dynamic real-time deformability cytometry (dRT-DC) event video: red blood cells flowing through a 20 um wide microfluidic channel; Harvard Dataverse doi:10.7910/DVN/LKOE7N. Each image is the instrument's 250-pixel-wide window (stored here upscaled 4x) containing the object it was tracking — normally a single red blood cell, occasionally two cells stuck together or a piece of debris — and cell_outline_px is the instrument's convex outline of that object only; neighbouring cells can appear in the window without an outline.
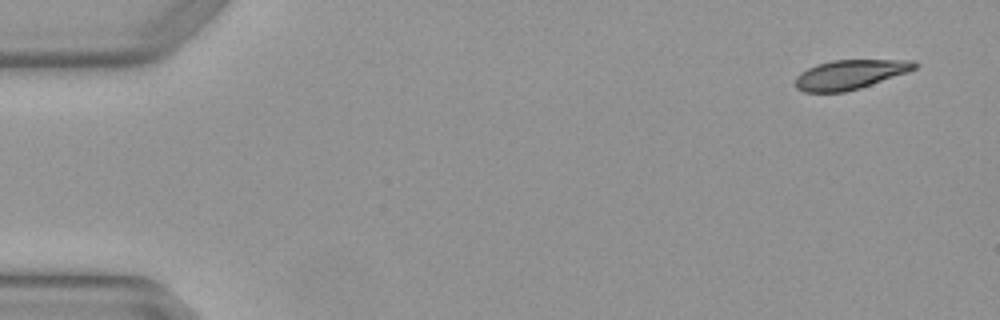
{"species": "Egyptian fruit bat (a non-hibernating species)", "species_latin": "Rousettus aegyptiacus", "temperature_condition": "warm", "stored_images_in_passage": 4, "camera_frame_rate_fps": 3000, "um_per_image_px": 0.085, "animal": {"sex": "female"}, "frame": {"image": 1, "passage_image": 1, "time_ms": 0.0, "image_size_px": [1000, 320], "cell_outline_px": [[920, 64], [916, 68], [908, 72], [860, 88], [844, 92], [804, 92], [796, 88], [796, 76], [800, 72], [816, 64], [832, 60], [916, 60]], "centroid_in_image_um": [72.27, 6.32], "position_along_channel_um": 12.7, "area_um2": 20.52}}
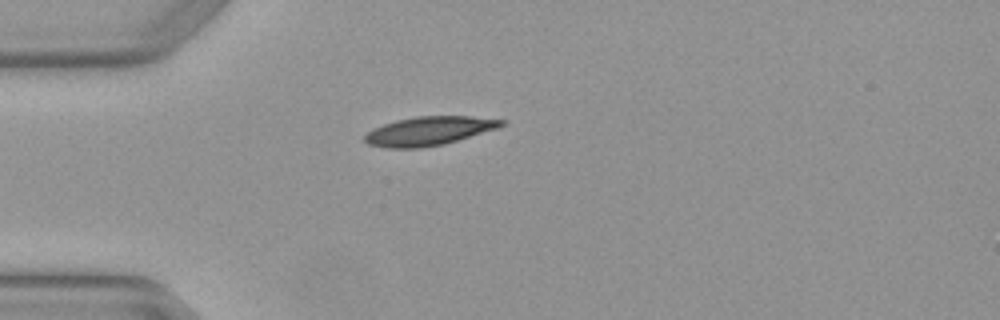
{"frame": {"image": 2, "passage_image": 4, "time_ms": 1.0, "image_size_px": [1000, 320], "cell_outline_px": [[508, 120], [504, 124], [496, 128], [444, 144], [420, 148], [388, 148], [368, 144], [364, 140], [364, 136], [372, 128], [396, 120], [416, 116], [468, 116]], "centroid_in_image_um": [36.43, 11.13], "position_along_channel_um": 48.6, "area_um2": 22.77}}